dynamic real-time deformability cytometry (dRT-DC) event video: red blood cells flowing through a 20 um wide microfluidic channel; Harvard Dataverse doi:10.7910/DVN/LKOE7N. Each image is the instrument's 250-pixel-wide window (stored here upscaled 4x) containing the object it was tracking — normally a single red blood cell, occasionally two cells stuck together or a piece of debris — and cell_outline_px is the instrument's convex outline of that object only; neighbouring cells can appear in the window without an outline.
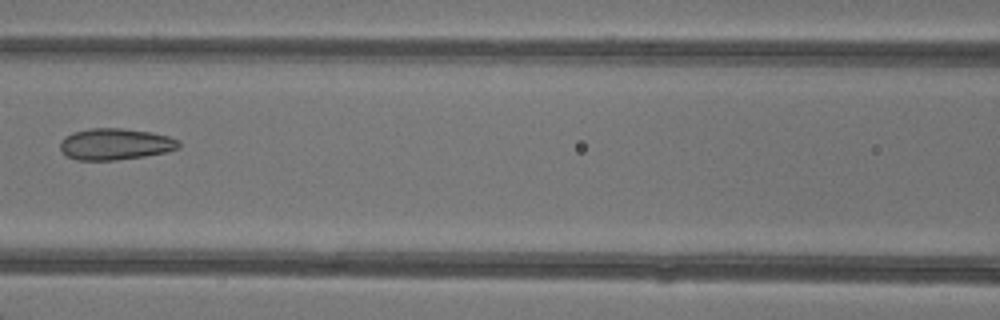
{"species": "common noctule bat (a hibernating species)", "species_latin": "Nyctalus noctula", "temperature_condition": "warm", "stored_images_in_passage": 3, "camera_frame_rate_fps": 3000, "um_per_image_px": 0.085, "animal": {"sex": "female"}, "frame": {"image": 1, "passage_image": 3, "time_ms": 2.333, "image_size_px": [1000, 320], "cell_outline_px": [[180, 148], [168, 152], [144, 156], [116, 160], [76, 160], [68, 156], [60, 148], [60, 144], [64, 136], [72, 132], [88, 128], [124, 128], [152, 132], [168, 136], [180, 140]], "centroid_in_image_um": [9.83, 12.24], "position_along_channel_um": 156.8, "area_um2": 21.96}}